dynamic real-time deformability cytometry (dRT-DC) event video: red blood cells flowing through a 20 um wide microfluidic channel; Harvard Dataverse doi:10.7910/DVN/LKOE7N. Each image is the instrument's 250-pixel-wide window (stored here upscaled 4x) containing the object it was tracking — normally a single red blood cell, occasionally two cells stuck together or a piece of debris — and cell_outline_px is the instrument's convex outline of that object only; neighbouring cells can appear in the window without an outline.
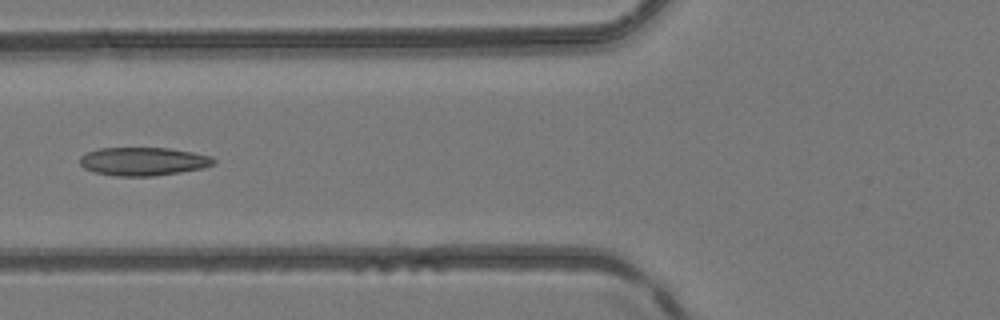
{"species": "common noctule bat (a hibernating species)", "species_latin": "Nyctalus noctula", "temperature_condition": "room temperature", "stored_images_in_passage": 6, "camera_frame_rate_fps": 3000, "um_per_image_px": 0.085, "animal": {"sex": "female", "body_mass_g": 24.6, "forearm_length_mm": 56.2}, "frame": {"image": 1, "passage_image": 6, "time_ms": 6.0, "image_size_px": [1000, 320], "cell_outline_px": [[216, 164], [204, 168], [156, 176], [116, 176], [96, 172], [84, 168], [80, 164], [80, 156], [88, 152], [100, 148], [168, 148], [192, 152], [212, 156], [216, 160]], "centroid_in_image_um": [12.22, 13.72], "position_along_channel_um": 113.6, "area_um2": 22.14}}